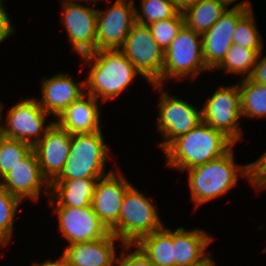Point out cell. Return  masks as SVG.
<instances>
[{
    "mask_svg": "<svg viewBox=\"0 0 266 266\" xmlns=\"http://www.w3.org/2000/svg\"><path fill=\"white\" fill-rule=\"evenodd\" d=\"M90 70L85 80V93L102 102L115 99L141 74L119 50H96L81 56Z\"/></svg>",
    "mask_w": 266,
    "mask_h": 266,
    "instance_id": "cell-1",
    "label": "cell"
},
{
    "mask_svg": "<svg viewBox=\"0 0 266 266\" xmlns=\"http://www.w3.org/2000/svg\"><path fill=\"white\" fill-rule=\"evenodd\" d=\"M234 145L223 132L201 122L163 151L165 164L182 172L223 156Z\"/></svg>",
    "mask_w": 266,
    "mask_h": 266,
    "instance_id": "cell-2",
    "label": "cell"
},
{
    "mask_svg": "<svg viewBox=\"0 0 266 266\" xmlns=\"http://www.w3.org/2000/svg\"><path fill=\"white\" fill-rule=\"evenodd\" d=\"M234 146L223 156L205 164L185 170L188 172L190 196L196 207L225 196L237 186L239 177L246 178L251 183L250 163L239 165L235 162Z\"/></svg>",
    "mask_w": 266,
    "mask_h": 266,
    "instance_id": "cell-3",
    "label": "cell"
},
{
    "mask_svg": "<svg viewBox=\"0 0 266 266\" xmlns=\"http://www.w3.org/2000/svg\"><path fill=\"white\" fill-rule=\"evenodd\" d=\"M103 136L102 130L72 134L70 154L62 172L55 180L100 179L113 172L114 170H105L112 153Z\"/></svg>",
    "mask_w": 266,
    "mask_h": 266,
    "instance_id": "cell-4",
    "label": "cell"
},
{
    "mask_svg": "<svg viewBox=\"0 0 266 266\" xmlns=\"http://www.w3.org/2000/svg\"><path fill=\"white\" fill-rule=\"evenodd\" d=\"M156 207L157 204L154 205L132 185L125 193L119 223L111 233L123 244H136L142 237L164 226Z\"/></svg>",
    "mask_w": 266,
    "mask_h": 266,
    "instance_id": "cell-5",
    "label": "cell"
},
{
    "mask_svg": "<svg viewBox=\"0 0 266 266\" xmlns=\"http://www.w3.org/2000/svg\"><path fill=\"white\" fill-rule=\"evenodd\" d=\"M207 70L211 71L203 59L202 35L184 25L164 52L160 85L164 88V81H183L187 76L193 81Z\"/></svg>",
    "mask_w": 266,
    "mask_h": 266,
    "instance_id": "cell-6",
    "label": "cell"
},
{
    "mask_svg": "<svg viewBox=\"0 0 266 266\" xmlns=\"http://www.w3.org/2000/svg\"><path fill=\"white\" fill-rule=\"evenodd\" d=\"M2 104L0 102V134L6 138L34 146L54 123V119L46 123L50 115L39 105L36 98L21 99L10 107L5 117L2 114L4 112ZM3 118H5L4 125Z\"/></svg>",
    "mask_w": 266,
    "mask_h": 266,
    "instance_id": "cell-7",
    "label": "cell"
},
{
    "mask_svg": "<svg viewBox=\"0 0 266 266\" xmlns=\"http://www.w3.org/2000/svg\"><path fill=\"white\" fill-rule=\"evenodd\" d=\"M157 89L160 96L158 102V118L156 130L162 135V141L158 144L163 152L175 139L188 133L202 122L201 108L197 109L187 101L172 96L163 86L151 84Z\"/></svg>",
    "mask_w": 266,
    "mask_h": 266,
    "instance_id": "cell-8",
    "label": "cell"
},
{
    "mask_svg": "<svg viewBox=\"0 0 266 266\" xmlns=\"http://www.w3.org/2000/svg\"><path fill=\"white\" fill-rule=\"evenodd\" d=\"M202 122L223 132L235 144L243 139L240 118L241 102L238 82L219 86L201 108Z\"/></svg>",
    "mask_w": 266,
    "mask_h": 266,
    "instance_id": "cell-9",
    "label": "cell"
},
{
    "mask_svg": "<svg viewBox=\"0 0 266 266\" xmlns=\"http://www.w3.org/2000/svg\"><path fill=\"white\" fill-rule=\"evenodd\" d=\"M148 83L160 85L164 52L148 25L135 23L119 49Z\"/></svg>",
    "mask_w": 266,
    "mask_h": 266,
    "instance_id": "cell-10",
    "label": "cell"
},
{
    "mask_svg": "<svg viewBox=\"0 0 266 266\" xmlns=\"http://www.w3.org/2000/svg\"><path fill=\"white\" fill-rule=\"evenodd\" d=\"M133 0H115L107 9H97L96 50L120 49L135 20Z\"/></svg>",
    "mask_w": 266,
    "mask_h": 266,
    "instance_id": "cell-11",
    "label": "cell"
},
{
    "mask_svg": "<svg viewBox=\"0 0 266 266\" xmlns=\"http://www.w3.org/2000/svg\"><path fill=\"white\" fill-rule=\"evenodd\" d=\"M250 9L253 8L249 0L235 3L202 35L203 59L211 71L225 57L233 44L232 37L238 20Z\"/></svg>",
    "mask_w": 266,
    "mask_h": 266,
    "instance_id": "cell-12",
    "label": "cell"
},
{
    "mask_svg": "<svg viewBox=\"0 0 266 266\" xmlns=\"http://www.w3.org/2000/svg\"><path fill=\"white\" fill-rule=\"evenodd\" d=\"M0 185L21 201L27 198L36 203L44 191L45 196H50V183L42 175L34 149L0 180Z\"/></svg>",
    "mask_w": 266,
    "mask_h": 266,
    "instance_id": "cell-13",
    "label": "cell"
},
{
    "mask_svg": "<svg viewBox=\"0 0 266 266\" xmlns=\"http://www.w3.org/2000/svg\"><path fill=\"white\" fill-rule=\"evenodd\" d=\"M118 171L97 180L91 202L93 211L109 232L118 225L125 193L133 185Z\"/></svg>",
    "mask_w": 266,
    "mask_h": 266,
    "instance_id": "cell-14",
    "label": "cell"
},
{
    "mask_svg": "<svg viewBox=\"0 0 266 266\" xmlns=\"http://www.w3.org/2000/svg\"><path fill=\"white\" fill-rule=\"evenodd\" d=\"M53 213L58 215L57 228L68 245L101 239L109 233L91 205L83 208L55 206Z\"/></svg>",
    "mask_w": 266,
    "mask_h": 266,
    "instance_id": "cell-15",
    "label": "cell"
},
{
    "mask_svg": "<svg viewBox=\"0 0 266 266\" xmlns=\"http://www.w3.org/2000/svg\"><path fill=\"white\" fill-rule=\"evenodd\" d=\"M62 17L69 43L79 56L96 51L97 9L84 4L62 3Z\"/></svg>",
    "mask_w": 266,
    "mask_h": 266,
    "instance_id": "cell-16",
    "label": "cell"
},
{
    "mask_svg": "<svg viewBox=\"0 0 266 266\" xmlns=\"http://www.w3.org/2000/svg\"><path fill=\"white\" fill-rule=\"evenodd\" d=\"M71 136L55 122L33 149L44 178L51 184L62 172L70 154Z\"/></svg>",
    "mask_w": 266,
    "mask_h": 266,
    "instance_id": "cell-17",
    "label": "cell"
},
{
    "mask_svg": "<svg viewBox=\"0 0 266 266\" xmlns=\"http://www.w3.org/2000/svg\"><path fill=\"white\" fill-rule=\"evenodd\" d=\"M67 73H58L41 80L39 105L50 116L57 118L69 105L85 94V80L76 82Z\"/></svg>",
    "mask_w": 266,
    "mask_h": 266,
    "instance_id": "cell-18",
    "label": "cell"
},
{
    "mask_svg": "<svg viewBox=\"0 0 266 266\" xmlns=\"http://www.w3.org/2000/svg\"><path fill=\"white\" fill-rule=\"evenodd\" d=\"M116 241L123 244L109 232L101 239L67 245L62 254L68 266H115Z\"/></svg>",
    "mask_w": 266,
    "mask_h": 266,
    "instance_id": "cell-19",
    "label": "cell"
},
{
    "mask_svg": "<svg viewBox=\"0 0 266 266\" xmlns=\"http://www.w3.org/2000/svg\"><path fill=\"white\" fill-rule=\"evenodd\" d=\"M215 239L200 228L186 230L178 227L173 230L174 266H202L212 258L207 251Z\"/></svg>",
    "mask_w": 266,
    "mask_h": 266,
    "instance_id": "cell-20",
    "label": "cell"
},
{
    "mask_svg": "<svg viewBox=\"0 0 266 266\" xmlns=\"http://www.w3.org/2000/svg\"><path fill=\"white\" fill-rule=\"evenodd\" d=\"M100 100L85 93L69 105L54 122L71 134L94 133L102 130ZM100 103V104H99Z\"/></svg>",
    "mask_w": 266,
    "mask_h": 266,
    "instance_id": "cell-21",
    "label": "cell"
},
{
    "mask_svg": "<svg viewBox=\"0 0 266 266\" xmlns=\"http://www.w3.org/2000/svg\"><path fill=\"white\" fill-rule=\"evenodd\" d=\"M98 179L54 180L50 184L48 203L52 206L83 208L91 205Z\"/></svg>",
    "mask_w": 266,
    "mask_h": 266,
    "instance_id": "cell-22",
    "label": "cell"
},
{
    "mask_svg": "<svg viewBox=\"0 0 266 266\" xmlns=\"http://www.w3.org/2000/svg\"><path fill=\"white\" fill-rule=\"evenodd\" d=\"M136 245L156 266H174L173 230L163 226L142 237Z\"/></svg>",
    "mask_w": 266,
    "mask_h": 266,
    "instance_id": "cell-23",
    "label": "cell"
},
{
    "mask_svg": "<svg viewBox=\"0 0 266 266\" xmlns=\"http://www.w3.org/2000/svg\"><path fill=\"white\" fill-rule=\"evenodd\" d=\"M227 11V8L215 0H200L182 11L185 25L203 35Z\"/></svg>",
    "mask_w": 266,
    "mask_h": 266,
    "instance_id": "cell-24",
    "label": "cell"
},
{
    "mask_svg": "<svg viewBox=\"0 0 266 266\" xmlns=\"http://www.w3.org/2000/svg\"><path fill=\"white\" fill-rule=\"evenodd\" d=\"M242 117L266 118V85L250 78L238 82Z\"/></svg>",
    "mask_w": 266,
    "mask_h": 266,
    "instance_id": "cell-25",
    "label": "cell"
},
{
    "mask_svg": "<svg viewBox=\"0 0 266 266\" xmlns=\"http://www.w3.org/2000/svg\"><path fill=\"white\" fill-rule=\"evenodd\" d=\"M259 52L254 49L242 48L239 45L232 44L223 60L212 70H224V72L236 74L240 79L249 78L256 65Z\"/></svg>",
    "mask_w": 266,
    "mask_h": 266,
    "instance_id": "cell-26",
    "label": "cell"
},
{
    "mask_svg": "<svg viewBox=\"0 0 266 266\" xmlns=\"http://www.w3.org/2000/svg\"><path fill=\"white\" fill-rule=\"evenodd\" d=\"M255 22L253 9H250L238 20L232 41L242 48L254 49L261 53L264 49L263 37Z\"/></svg>",
    "mask_w": 266,
    "mask_h": 266,
    "instance_id": "cell-27",
    "label": "cell"
},
{
    "mask_svg": "<svg viewBox=\"0 0 266 266\" xmlns=\"http://www.w3.org/2000/svg\"><path fill=\"white\" fill-rule=\"evenodd\" d=\"M140 4L141 11L135 7V20L141 25L172 18L179 12L173 0H141Z\"/></svg>",
    "mask_w": 266,
    "mask_h": 266,
    "instance_id": "cell-28",
    "label": "cell"
},
{
    "mask_svg": "<svg viewBox=\"0 0 266 266\" xmlns=\"http://www.w3.org/2000/svg\"><path fill=\"white\" fill-rule=\"evenodd\" d=\"M21 200L8 193L0 185V246L4 247L11 242L14 232V222Z\"/></svg>",
    "mask_w": 266,
    "mask_h": 266,
    "instance_id": "cell-29",
    "label": "cell"
},
{
    "mask_svg": "<svg viewBox=\"0 0 266 266\" xmlns=\"http://www.w3.org/2000/svg\"><path fill=\"white\" fill-rule=\"evenodd\" d=\"M29 143L6 138L0 134V180L31 150Z\"/></svg>",
    "mask_w": 266,
    "mask_h": 266,
    "instance_id": "cell-30",
    "label": "cell"
},
{
    "mask_svg": "<svg viewBox=\"0 0 266 266\" xmlns=\"http://www.w3.org/2000/svg\"><path fill=\"white\" fill-rule=\"evenodd\" d=\"M184 25L185 21L183 13L179 11L174 17L155 21L150 23L148 27L152 32L154 40L162 51L165 52Z\"/></svg>",
    "mask_w": 266,
    "mask_h": 266,
    "instance_id": "cell-31",
    "label": "cell"
},
{
    "mask_svg": "<svg viewBox=\"0 0 266 266\" xmlns=\"http://www.w3.org/2000/svg\"><path fill=\"white\" fill-rule=\"evenodd\" d=\"M121 246L123 254L119 253L115 266H156L136 244H122Z\"/></svg>",
    "mask_w": 266,
    "mask_h": 266,
    "instance_id": "cell-32",
    "label": "cell"
},
{
    "mask_svg": "<svg viewBox=\"0 0 266 266\" xmlns=\"http://www.w3.org/2000/svg\"><path fill=\"white\" fill-rule=\"evenodd\" d=\"M250 166L252 187L266 185V151L256 161L251 162Z\"/></svg>",
    "mask_w": 266,
    "mask_h": 266,
    "instance_id": "cell-33",
    "label": "cell"
},
{
    "mask_svg": "<svg viewBox=\"0 0 266 266\" xmlns=\"http://www.w3.org/2000/svg\"><path fill=\"white\" fill-rule=\"evenodd\" d=\"M11 19L8 15L7 9L3 6L0 9V43L4 42L7 38L16 32L14 24L11 23Z\"/></svg>",
    "mask_w": 266,
    "mask_h": 266,
    "instance_id": "cell-34",
    "label": "cell"
},
{
    "mask_svg": "<svg viewBox=\"0 0 266 266\" xmlns=\"http://www.w3.org/2000/svg\"><path fill=\"white\" fill-rule=\"evenodd\" d=\"M263 54L264 52L259 53L256 65L249 78L256 83L266 85V56Z\"/></svg>",
    "mask_w": 266,
    "mask_h": 266,
    "instance_id": "cell-35",
    "label": "cell"
},
{
    "mask_svg": "<svg viewBox=\"0 0 266 266\" xmlns=\"http://www.w3.org/2000/svg\"><path fill=\"white\" fill-rule=\"evenodd\" d=\"M32 266H68V263L65 256L62 254L56 260L52 261L51 259H46V261L44 260V262L41 263L35 262Z\"/></svg>",
    "mask_w": 266,
    "mask_h": 266,
    "instance_id": "cell-36",
    "label": "cell"
},
{
    "mask_svg": "<svg viewBox=\"0 0 266 266\" xmlns=\"http://www.w3.org/2000/svg\"><path fill=\"white\" fill-rule=\"evenodd\" d=\"M175 2L176 7L180 12L185 10L187 7L196 4L200 0H173Z\"/></svg>",
    "mask_w": 266,
    "mask_h": 266,
    "instance_id": "cell-37",
    "label": "cell"
},
{
    "mask_svg": "<svg viewBox=\"0 0 266 266\" xmlns=\"http://www.w3.org/2000/svg\"><path fill=\"white\" fill-rule=\"evenodd\" d=\"M82 1H87V3L88 2H90V1H92V3L94 2V3H96L97 1L99 2V1H101V0H64L63 2H61V3H70V4H82L81 2ZM103 1V0H102ZM106 1V0H105Z\"/></svg>",
    "mask_w": 266,
    "mask_h": 266,
    "instance_id": "cell-38",
    "label": "cell"
},
{
    "mask_svg": "<svg viewBox=\"0 0 266 266\" xmlns=\"http://www.w3.org/2000/svg\"><path fill=\"white\" fill-rule=\"evenodd\" d=\"M215 1L223 4L228 9L229 6H231V4H233L235 1H238V0H215Z\"/></svg>",
    "mask_w": 266,
    "mask_h": 266,
    "instance_id": "cell-39",
    "label": "cell"
},
{
    "mask_svg": "<svg viewBox=\"0 0 266 266\" xmlns=\"http://www.w3.org/2000/svg\"><path fill=\"white\" fill-rule=\"evenodd\" d=\"M258 192L259 191H263V190H266V185H261V186H258V187H254ZM263 253H266V247L263 249Z\"/></svg>",
    "mask_w": 266,
    "mask_h": 266,
    "instance_id": "cell-40",
    "label": "cell"
},
{
    "mask_svg": "<svg viewBox=\"0 0 266 266\" xmlns=\"http://www.w3.org/2000/svg\"><path fill=\"white\" fill-rule=\"evenodd\" d=\"M202 266H215V263L213 262V257Z\"/></svg>",
    "mask_w": 266,
    "mask_h": 266,
    "instance_id": "cell-41",
    "label": "cell"
},
{
    "mask_svg": "<svg viewBox=\"0 0 266 266\" xmlns=\"http://www.w3.org/2000/svg\"><path fill=\"white\" fill-rule=\"evenodd\" d=\"M4 0H0V9L4 6Z\"/></svg>",
    "mask_w": 266,
    "mask_h": 266,
    "instance_id": "cell-42",
    "label": "cell"
}]
</instances>
